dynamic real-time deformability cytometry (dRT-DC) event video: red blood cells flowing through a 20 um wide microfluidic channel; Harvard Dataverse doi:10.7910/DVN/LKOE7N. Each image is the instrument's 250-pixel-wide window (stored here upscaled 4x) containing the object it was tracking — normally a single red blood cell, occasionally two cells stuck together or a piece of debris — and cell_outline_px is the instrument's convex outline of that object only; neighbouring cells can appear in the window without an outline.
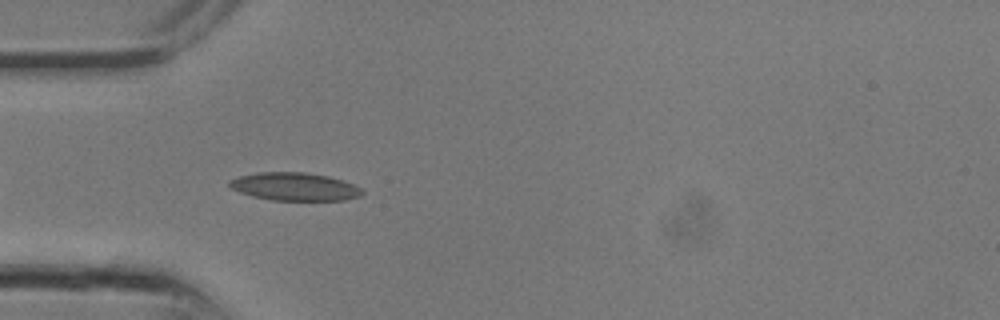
{"species": "common noctule bat (a hibernating species)", "species_latin": "Nyctalus noctula", "temperature_condition": "room temperature", "stored_images_in_passage": 19, "camera_frame_rate_fps": 3000, "um_per_image_px": 0.085, "animal": {"sex": "male", "body_mass_g": 13.3}, "frame": {"image": 1, "passage_image": 7, "time_ms": 2.0, "image_size_px": [1000, 320], "cell_outline_px": [[364, 192], [360, 196], [344, 200], [272, 200], [252, 196], [240, 192], [232, 188], [228, 184], [228, 180], [240, 176], [260, 172], [304, 172], [328, 176], [344, 180], [360, 188]], "centroid_in_image_um": [25.04, 15.86], "position_along_channel_um": 60.0, "area_um2": 21.56}}
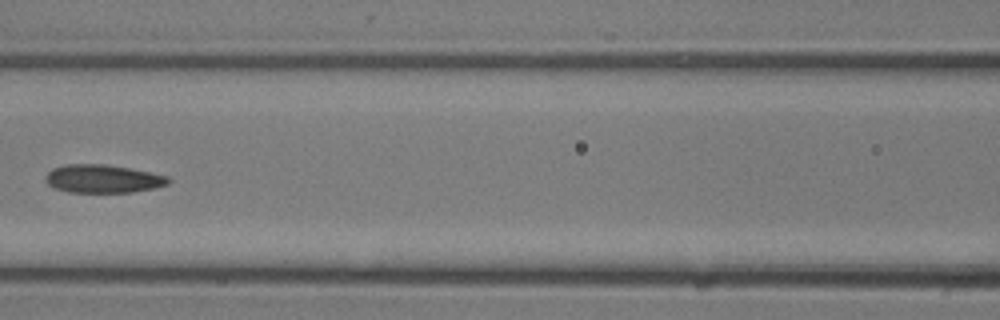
{"frame": {"image": 2, "passage_image": 11, "time_ms": 3.333, "image_size_px": [1000, 320], "cell_outline_px": [[172, 180], [168, 184], [152, 188], [132, 192], [68, 192], [56, 188], [48, 184], [44, 176], [52, 168], [64, 164], [104, 164], [128, 168], [168, 176]], "centroid_in_image_um": [8.72, 15.19], "position_along_channel_um": 157.9, "area_um2": 20.06}}
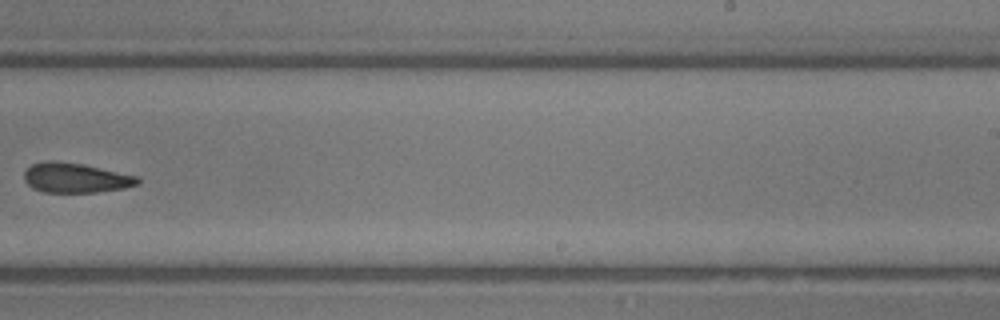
{"frame": {"image": 3, "passage_image": 16, "time_ms": 5.0, "image_size_px": [1000, 320], "cell_outline_px": [[140, 184], [124, 188], [96, 192], [44, 192], [32, 188], [24, 180], [24, 172], [32, 164], [48, 160], [52, 160], [84, 164], [140, 176]], "centroid_in_image_um": [6.46, 15.11], "position_along_channel_um": 282.5, "area_um2": 19.88}}